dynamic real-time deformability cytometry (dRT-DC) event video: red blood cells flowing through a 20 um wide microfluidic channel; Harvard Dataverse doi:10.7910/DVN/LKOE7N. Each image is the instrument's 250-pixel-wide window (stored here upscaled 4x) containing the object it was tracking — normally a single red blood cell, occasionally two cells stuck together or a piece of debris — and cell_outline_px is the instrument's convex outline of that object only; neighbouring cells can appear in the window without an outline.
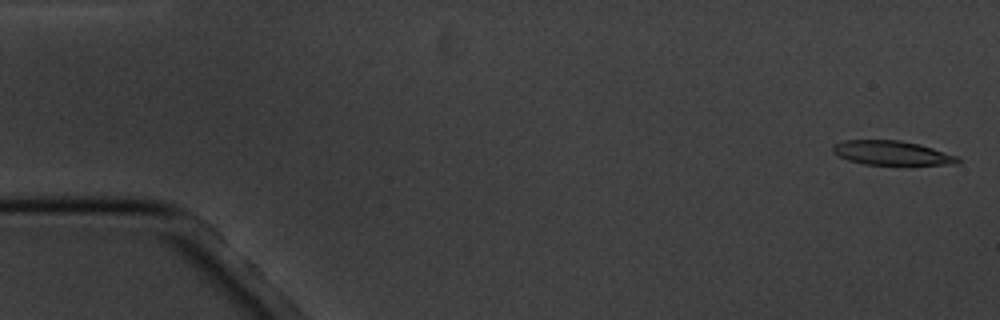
{"species": "common noctule bat (a hibernating species)", "species_latin": "Nyctalus noctula", "temperature_condition": "cold", "stored_images_in_passage": 5, "camera_frame_rate_fps": 3000, "um_per_image_px": 0.085, "animal": {"sex": "male", "body_mass_g": 20.1, "forearm_length_mm": 53.5}, "frame": {"image": 1, "passage_image": 1, "time_ms": 0.0, "image_size_px": [1000, 320], "cell_outline_px": [[960, 160], [956, 164], [864, 164], [848, 160], [832, 152], [832, 144], [844, 140], [900, 140], [920, 144], [956, 156]], "centroid_in_image_um": [75.74, 12.98], "position_along_channel_um": 9.3, "area_um2": 17.4}}
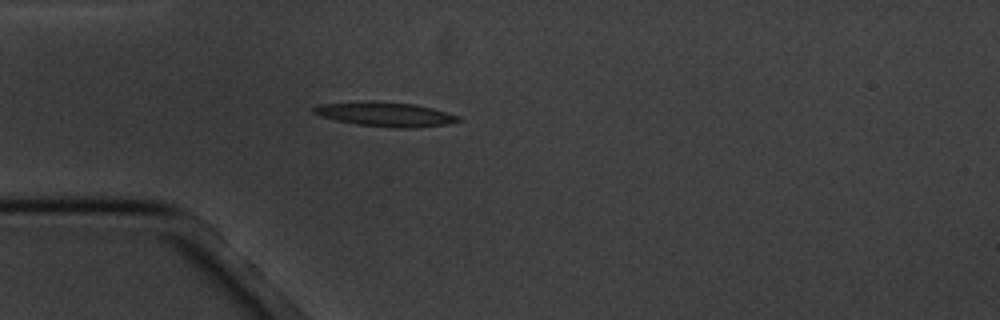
{"frame": {"image": 2, "passage_image": 5, "time_ms": 4.667, "image_size_px": [1000, 320], "cell_outline_px": [[460, 120], [448, 124], [416, 128], [396, 128], [356, 124], [336, 120], [320, 116], [312, 112], [312, 108], [320, 104], [368, 100], [372, 100], [416, 104], [432, 108], [460, 116]], "centroid_in_image_um": [32.74, 9.7], "position_along_channel_um": 52.3, "area_um2": 20.75}}